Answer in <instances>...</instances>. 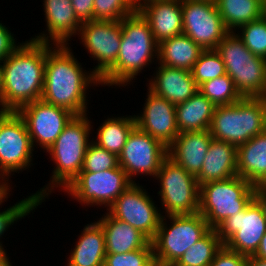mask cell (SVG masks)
I'll list each match as a JSON object with an SVG mask.
<instances>
[{
	"instance_id": "cell-7",
	"label": "cell",
	"mask_w": 266,
	"mask_h": 266,
	"mask_svg": "<svg viewBox=\"0 0 266 266\" xmlns=\"http://www.w3.org/2000/svg\"><path fill=\"white\" fill-rule=\"evenodd\" d=\"M255 186L236 175L200 186L199 213L211 229L242 211L254 198Z\"/></svg>"
},
{
	"instance_id": "cell-2",
	"label": "cell",
	"mask_w": 266,
	"mask_h": 266,
	"mask_svg": "<svg viewBox=\"0 0 266 266\" xmlns=\"http://www.w3.org/2000/svg\"><path fill=\"white\" fill-rule=\"evenodd\" d=\"M55 46L47 51L41 99L75 115H84L86 89L92 83L101 84L100 78L93 71L86 73L67 45Z\"/></svg>"
},
{
	"instance_id": "cell-15",
	"label": "cell",
	"mask_w": 266,
	"mask_h": 266,
	"mask_svg": "<svg viewBox=\"0 0 266 266\" xmlns=\"http://www.w3.org/2000/svg\"><path fill=\"white\" fill-rule=\"evenodd\" d=\"M152 200L148 193L134 182L107 208L108 214L127 222L152 240L162 218Z\"/></svg>"
},
{
	"instance_id": "cell-39",
	"label": "cell",
	"mask_w": 266,
	"mask_h": 266,
	"mask_svg": "<svg viewBox=\"0 0 266 266\" xmlns=\"http://www.w3.org/2000/svg\"><path fill=\"white\" fill-rule=\"evenodd\" d=\"M247 256L229 250L224 245L216 253L210 266H247Z\"/></svg>"
},
{
	"instance_id": "cell-4",
	"label": "cell",
	"mask_w": 266,
	"mask_h": 266,
	"mask_svg": "<svg viewBox=\"0 0 266 266\" xmlns=\"http://www.w3.org/2000/svg\"><path fill=\"white\" fill-rule=\"evenodd\" d=\"M86 116L87 114L75 115L65 126L53 145L46 151L52 156L51 158L54 160L56 168L53 170L52 179L49 183L50 187L48 185L46 189L44 187L34 194L41 203L54 187H60L61 185V187L66 189L83 169L91 131V122Z\"/></svg>"
},
{
	"instance_id": "cell-27",
	"label": "cell",
	"mask_w": 266,
	"mask_h": 266,
	"mask_svg": "<svg viewBox=\"0 0 266 266\" xmlns=\"http://www.w3.org/2000/svg\"><path fill=\"white\" fill-rule=\"evenodd\" d=\"M216 106L199 90L187 101L176 105L179 133L209 130Z\"/></svg>"
},
{
	"instance_id": "cell-10",
	"label": "cell",
	"mask_w": 266,
	"mask_h": 266,
	"mask_svg": "<svg viewBox=\"0 0 266 266\" xmlns=\"http://www.w3.org/2000/svg\"><path fill=\"white\" fill-rule=\"evenodd\" d=\"M215 230L226 248L248 257L256 253L266 233V218L253 198L242 211L226 218Z\"/></svg>"
},
{
	"instance_id": "cell-8",
	"label": "cell",
	"mask_w": 266,
	"mask_h": 266,
	"mask_svg": "<svg viewBox=\"0 0 266 266\" xmlns=\"http://www.w3.org/2000/svg\"><path fill=\"white\" fill-rule=\"evenodd\" d=\"M169 228L162 216L155 237L151 240L156 266H173L184 252L200 240L211 228L198 212L189 215H169Z\"/></svg>"
},
{
	"instance_id": "cell-45",
	"label": "cell",
	"mask_w": 266,
	"mask_h": 266,
	"mask_svg": "<svg viewBox=\"0 0 266 266\" xmlns=\"http://www.w3.org/2000/svg\"><path fill=\"white\" fill-rule=\"evenodd\" d=\"M2 183H0V205L2 204V202L5 200V198H7V195L9 193V186L8 184L3 181H1ZM6 183V184H5Z\"/></svg>"
},
{
	"instance_id": "cell-43",
	"label": "cell",
	"mask_w": 266,
	"mask_h": 266,
	"mask_svg": "<svg viewBox=\"0 0 266 266\" xmlns=\"http://www.w3.org/2000/svg\"><path fill=\"white\" fill-rule=\"evenodd\" d=\"M253 256L260 257L262 259H266V233L262 237L260 244H259V247Z\"/></svg>"
},
{
	"instance_id": "cell-25",
	"label": "cell",
	"mask_w": 266,
	"mask_h": 266,
	"mask_svg": "<svg viewBox=\"0 0 266 266\" xmlns=\"http://www.w3.org/2000/svg\"><path fill=\"white\" fill-rule=\"evenodd\" d=\"M237 175L253 186L266 184V130L237 147Z\"/></svg>"
},
{
	"instance_id": "cell-19",
	"label": "cell",
	"mask_w": 266,
	"mask_h": 266,
	"mask_svg": "<svg viewBox=\"0 0 266 266\" xmlns=\"http://www.w3.org/2000/svg\"><path fill=\"white\" fill-rule=\"evenodd\" d=\"M137 10L149 23L155 41L183 34L181 0H144Z\"/></svg>"
},
{
	"instance_id": "cell-20",
	"label": "cell",
	"mask_w": 266,
	"mask_h": 266,
	"mask_svg": "<svg viewBox=\"0 0 266 266\" xmlns=\"http://www.w3.org/2000/svg\"><path fill=\"white\" fill-rule=\"evenodd\" d=\"M43 4L50 36L43 33L31 40L47 44L53 42L54 45H68L69 38L78 34L82 25L75 15L71 0H44Z\"/></svg>"
},
{
	"instance_id": "cell-29",
	"label": "cell",
	"mask_w": 266,
	"mask_h": 266,
	"mask_svg": "<svg viewBox=\"0 0 266 266\" xmlns=\"http://www.w3.org/2000/svg\"><path fill=\"white\" fill-rule=\"evenodd\" d=\"M216 6L229 32L265 14L264 0H216Z\"/></svg>"
},
{
	"instance_id": "cell-35",
	"label": "cell",
	"mask_w": 266,
	"mask_h": 266,
	"mask_svg": "<svg viewBox=\"0 0 266 266\" xmlns=\"http://www.w3.org/2000/svg\"><path fill=\"white\" fill-rule=\"evenodd\" d=\"M240 28L238 37L254 55L266 59V15Z\"/></svg>"
},
{
	"instance_id": "cell-49",
	"label": "cell",
	"mask_w": 266,
	"mask_h": 266,
	"mask_svg": "<svg viewBox=\"0 0 266 266\" xmlns=\"http://www.w3.org/2000/svg\"><path fill=\"white\" fill-rule=\"evenodd\" d=\"M142 1H144V0H135L136 4H138V3L142 2Z\"/></svg>"
},
{
	"instance_id": "cell-9",
	"label": "cell",
	"mask_w": 266,
	"mask_h": 266,
	"mask_svg": "<svg viewBox=\"0 0 266 266\" xmlns=\"http://www.w3.org/2000/svg\"><path fill=\"white\" fill-rule=\"evenodd\" d=\"M159 179L162 206L169 215H189L199 212L200 187L194 175L168 156L162 161Z\"/></svg>"
},
{
	"instance_id": "cell-41",
	"label": "cell",
	"mask_w": 266,
	"mask_h": 266,
	"mask_svg": "<svg viewBox=\"0 0 266 266\" xmlns=\"http://www.w3.org/2000/svg\"><path fill=\"white\" fill-rule=\"evenodd\" d=\"M94 0H71L75 15L81 23L93 20Z\"/></svg>"
},
{
	"instance_id": "cell-21",
	"label": "cell",
	"mask_w": 266,
	"mask_h": 266,
	"mask_svg": "<svg viewBox=\"0 0 266 266\" xmlns=\"http://www.w3.org/2000/svg\"><path fill=\"white\" fill-rule=\"evenodd\" d=\"M212 139L209 130L179 133L168 147V157L196 177Z\"/></svg>"
},
{
	"instance_id": "cell-5",
	"label": "cell",
	"mask_w": 266,
	"mask_h": 266,
	"mask_svg": "<svg viewBox=\"0 0 266 266\" xmlns=\"http://www.w3.org/2000/svg\"><path fill=\"white\" fill-rule=\"evenodd\" d=\"M266 130V97H242L232 105L216 106L211 136L238 147Z\"/></svg>"
},
{
	"instance_id": "cell-46",
	"label": "cell",
	"mask_w": 266,
	"mask_h": 266,
	"mask_svg": "<svg viewBox=\"0 0 266 266\" xmlns=\"http://www.w3.org/2000/svg\"><path fill=\"white\" fill-rule=\"evenodd\" d=\"M2 100H3V70H2V65L0 64V107H1L0 111H2Z\"/></svg>"
},
{
	"instance_id": "cell-18",
	"label": "cell",
	"mask_w": 266,
	"mask_h": 266,
	"mask_svg": "<svg viewBox=\"0 0 266 266\" xmlns=\"http://www.w3.org/2000/svg\"><path fill=\"white\" fill-rule=\"evenodd\" d=\"M142 115L135 117L136 126L167 148L178 136L176 105L148 89Z\"/></svg>"
},
{
	"instance_id": "cell-1",
	"label": "cell",
	"mask_w": 266,
	"mask_h": 266,
	"mask_svg": "<svg viewBox=\"0 0 266 266\" xmlns=\"http://www.w3.org/2000/svg\"><path fill=\"white\" fill-rule=\"evenodd\" d=\"M51 44L34 40L20 46L2 64V111L17 112L41 99L44 88L45 62Z\"/></svg>"
},
{
	"instance_id": "cell-17",
	"label": "cell",
	"mask_w": 266,
	"mask_h": 266,
	"mask_svg": "<svg viewBox=\"0 0 266 266\" xmlns=\"http://www.w3.org/2000/svg\"><path fill=\"white\" fill-rule=\"evenodd\" d=\"M85 48L98 61L93 72L101 78L116 62L120 50V21H89L82 23L79 33Z\"/></svg>"
},
{
	"instance_id": "cell-50",
	"label": "cell",
	"mask_w": 266,
	"mask_h": 266,
	"mask_svg": "<svg viewBox=\"0 0 266 266\" xmlns=\"http://www.w3.org/2000/svg\"><path fill=\"white\" fill-rule=\"evenodd\" d=\"M264 5H265V15H266V0L264 1Z\"/></svg>"
},
{
	"instance_id": "cell-28",
	"label": "cell",
	"mask_w": 266,
	"mask_h": 266,
	"mask_svg": "<svg viewBox=\"0 0 266 266\" xmlns=\"http://www.w3.org/2000/svg\"><path fill=\"white\" fill-rule=\"evenodd\" d=\"M202 51L190 37L181 34L158 44L157 60L161 65L191 71Z\"/></svg>"
},
{
	"instance_id": "cell-33",
	"label": "cell",
	"mask_w": 266,
	"mask_h": 266,
	"mask_svg": "<svg viewBox=\"0 0 266 266\" xmlns=\"http://www.w3.org/2000/svg\"><path fill=\"white\" fill-rule=\"evenodd\" d=\"M197 87L206 81L223 76L226 68L219 53L215 49L203 50L191 69Z\"/></svg>"
},
{
	"instance_id": "cell-11",
	"label": "cell",
	"mask_w": 266,
	"mask_h": 266,
	"mask_svg": "<svg viewBox=\"0 0 266 266\" xmlns=\"http://www.w3.org/2000/svg\"><path fill=\"white\" fill-rule=\"evenodd\" d=\"M133 183L118 166L95 173L80 172L64 191L83 205L109 207Z\"/></svg>"
},
{
	"instance_id": "cell-32",
	"label": "cell",
	"mask_w": 266,
	"mask_h": 266,
	"mask_svg": "<svg viewBox=\"0 0 266 266\" xmlns=\"http://www.w3.org/2000/svg\"><path fill=\"white\" fill-rule=\"evenodd\" d=\"M198 90L215 106L232 105L242 98L227 74L204 82Z\"/></svg>"
},
{
	"instance_id": "cell-30",
	"label": "cell",
	"mask_w": 266,
	"mask_h": 266,
	"mask_svg": "<svg viewBox=\"0 0 266 266\" xmlns=\"http://www.w3.org/2000/svg\"><path fill=\"white\" fill-rule=\"evenodd\" d=\"M135 126L134 115L133 117L108 118L99 127L97 141L94 143L118 157Z\"/></svg>"
},
{
	"instance_id": "cell-12",
	"label": "cell",
	"mask_w": 266,
	"mask_h": 266,
	"mask_svg": "<svg viewBox=\"0 0 266 266\" xmlns=\"http://www.w3.org/2000/svg\"><path fill=\"white\" fill-rule=\"evenodd\" d=\"M33 149L26 124L18 112L0 111V179L5 181L11 172L27 169Z\"/></svg>"
},
{
	"instance_id": "cell-16",
	"label": "cell",
	"mask_w": 266,
	"mask_h": 266,
	"mask_svg": "<svg viewBox=\"0 0 266 266\" xmlns=\"http://www.w3.org/2000/svg\"><path fill=\"white\" fill-rule=\"evenodd\" d=\"M17 112L26 124L33 148L38 143L47 151L75 116L68 109L49 104L42 99L23 106Z\"/></svg>"
},
{
	"instance_id": "cell-44",
	"label": "cell",
	"mask_w": 266,
	"mask_h": 266,
	"mask_svg": "<svg viewBox=\"0 0 266 266\" xmlns=\"http://www.w3.org/2000/svg\"><path fill=\"white\" fill-rule=\"evenodd\" d=\"M247 266H266V259L256 256H248Z\"/></svg>"
},
{
	"instance_id": "cell-26",
	"label": "cell",
	"mask_w": 266,
	"mask_h": 266,
	"mask_svg": "<svg viewBox=\"0 0 266 266\" xmlns=\"http://www.w3.org/2000/svg\"><path fill=\"white\" fill-rule=\"evenodd\" d=\"M106 256L105 235L98 222L87 224L71 251L67 266H100Z\"/></svg>"
},
{
	"instance_id": "cell-22",
	"label": "cell",
	"mask_w": 266,
	"mask_h": 266,
	"mask_svg": "<svg viewBox=\"0 0 266 266\" xmlns=\"http://www.w3.org/2000/svg\"><path fill=\"white\" fill-rule=\"evenodd\" d=\"M159 65L154 80L148 85L154 94L177 105L187 101L198 91L191 71Z\"/></svg>"
},
{
	"instance_id": "cell-6",
	"label": "cell",
	"mask_w": 266,
	"mask_h": 266,
	"mask_svg": "<svg viewBox=\"0 0 266 266\" xmlns=\"http://www.w3.org/2000/svg\"><path fill=\"white\" fill-rule=\"evenodd\" d=\"M215 50L242 97H266V59L250 52L234 31Z\"/></svg>"
},
{
	"instance_id": "cell-48",
	"label": "cell",
	"mask_w": 266,
	"mask_h": 266,
	"mask_svg": "<svg viewBox=\"0 0 266 266\" xmlns=\"http://www.w3.org/2000/svg\"><path fill=\"white\" fill-rule=\"evenodd\" d=\"M198 1H209V2H216V0H198Z\"/></svg>"
},
{
	"instance_id": "cell-31",
	"label": "cell",
	"mask_w": 266,
	"mask_h": 266,
	"mask_svg": "<svg viewBox=\"0 0 266 266\" xmlns=\"http://www.w3.org/2000/svg\"><path fill=\"white\" fill-rule=\"evenodd\" d=\"M224 244L215 229H210L200 240L188 248L173 266H210Z\"/></svg>"
},
{
	"instance_id": "cell-23",
	"label": "cell",
	"mask_w": 266,
	"mask_h": 266,
	"mask_svg": "<svg viewBox=\"0 0 266 266\" xmlns=\"http://www.w3.org/2000/svg\"><path fill=\"white\" fill-rule=\"evenodd\" d=\"M237 175V147L212 139L200 173L196 176L199 187L212 181L226 180Z\"/></svg>"
},
{
	"instance_id": "cell-36",
	"label": "cell",
	"mask_w": 266,
	"mask_h": 266,
	"mask_svg": "<svg viewBox=\"0 0 266 266\" xmlns=\"http://www.w3.org/2000/svg\"><path fill=\"white\" fill-rule=\"evenodd\" d=\"M118 166V157L115 154L110 153L91 140L85 153L84 165L81 172L95 173L113 169Z\"/></svg>"
},
{
	"instance_id": "cell-47",
	"label": "cell",
	"mask_w": 266,
	"mask_h": 266,
	"mask_svg": "<svg viewBox=\"0 0 266 266\" xmlns=\"http://www.w3.org/2000/svg\"><path fill=\"white\" fill-rule=\"evenodd\" d=\"M6 255L7 253L5 252L0 253V266H12Z\"/></svg>"
},
{
	"instance_id": "cell-24",
	"label": "cell",
	"mask_w": 266,
	"mask_h": 266,
	"mask_svg": "<svg viewBox=\"0 0 266 266\" xmlns=\"http://www.w3.org/2000/svg\"><path fill=\"white\" fill-rule=\"evenodd\" d=\"M97 222L105 235L106 253H127L143 247H153L151 240L140 230L108 213Z\"/></svg>"
},
{
	"instance_id": "cell-13",
	"label": "cell",
	"mask_w": 266,
	"mask_h": 266,
	"mask_svg": "<svg viewBox=\"0 0 266 266\" xmlns=\"http://www.w3.org/2000/svg\"><path fill=\"white\" fill-rule=\"evenodd\" d=\"M183 34L203 50L216 49L229 33L220 16L216 2L181 0Z\"/></svg>"
},
{
	"instance_id": "cell-40",
	"label": "cell",
	"mask_w": 266,
	"mask_h": 266,
	"mask_svg": "<svg viewBox=\"0 0 266 266\" xmlns=\"http://www.w3.org/2000/svg\"><path fill=\"white\" fill-rule=\"evenodd\" d=\"M20 45H16L13 34L0 23V62L7 59Z\"/></svg>"
},
{
	"instance_id": "cell-37",
	"label": "cell",
	"mask_w": 266,
	"mask_h": 266,
	"mask_svg": "<svg viewBox=\"0 0 266 266\" xmlns=\"http://www.w3.org/2000/svg\"><path fill=\"white\" fill-rule=\"evenodd\" d=\"M107 266H156L153 247H143L127 253H106Z\"/></svg>"
},
{
	"instance_id": "cell-42",
	"label": "cell",
	"mask_w": 266,
	"mask_h": 266,
	"mask_svg": "<svg viewBox=\"0 0 266 266\" xmlns=\"http://www.w3.org/2000/svg\"><path fill=\"white\" fill-rule=\"evenodd\" d=\"M254 199L262 208L263 214L266 218V184L255 186Z\"/></svg>"
},
{
	"instance_id": "cell-34",
	"label": "cell",
	"mask_w": 266,
	"mask_h": 266,
	"mask_svg": "<svg viewBox=\"0 0 266 266\" xmlns=\"http://www.w3.org/2000/svg\"><path fill=\"white\" fill-rule=\"evenodd\" d=\"M136 10L135 0H94L93 20L121 21Z\"/></svg>"
},
{
	"instance_id": "cell-3",
	"label": "cell",
	"mask_w": 266,
	"mask_h": 266,
	"mask_svg": "<svg viewBox=\"0 0 266 266\" xmlns=\"http://www.w3.org/2000/svg\"><path fill=\"white\" fill-rule=\"evenodd\" d=\"M122 37L115 64L100 78L103 86L124 85L136 78L143 67L152 63L158 56V43L155 41L149 23L136 10L121 21ZM155 53V54H154ZM126 84V85H125Z\"/></svg>"
},
{
	"instance_id": "cell-38",
	"label": "cell",
	"mask_w": 266,
	"mask_h": 266,
	"mask_svg": "<svg viewBox=\"0 0 266 266\" xmlns=\"http://www.w3.org/2000/svg\"><path fill=\"white\" fill-rule=\"evenodd\" d=\"M41 202L33 194L28 198L21 200L7 210L0 212V237L6 230L13 225L15 221L22 219V217L29 215L31 211L37 208ZM5 252L0 242V253Z\"/></svg>"
},
{
	"instance_id": "cell-14",
	"label": "cell",
	"mask_w": 266,
	"mask_h": 266,
	"mask_svg": "<svg viewBox=\"0 0 266 266\" xmlns=\"http://www.w3.org/2000/svg\"><path fill=\"white\" fill-rule=\"evenodd\" d=\"M167 156L166 146L135 126L118 156V163L130 180L137 174L156 177Z\"/></svg>"
}]
</instances>
